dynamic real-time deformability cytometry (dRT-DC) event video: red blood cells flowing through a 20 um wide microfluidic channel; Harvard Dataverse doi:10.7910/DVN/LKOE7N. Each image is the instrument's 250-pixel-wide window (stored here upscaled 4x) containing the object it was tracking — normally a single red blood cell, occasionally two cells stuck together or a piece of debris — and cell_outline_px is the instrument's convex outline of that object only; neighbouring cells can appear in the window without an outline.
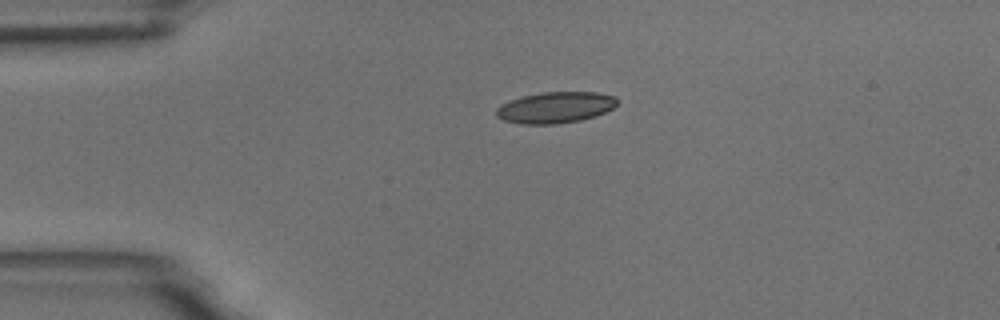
{"species": "common noctule bat (a hibernating species)", "species_latin": "Nyctalus noctula", "temperature_condition": "room temperature", "stored_images_in_passage": 2, "camera_frame_rate_fps": 3000, "um_per_image_px": 0.085, "animal": {"sex": "male", "body_mass_g": 18.8}, "frame": {"image": 1, "passage_image": 1, "time_ms": 0.0, "image_size_px": [1000, 320], "cell_outline_px": [[616, 104], [612, 108], [604, 112], [580, 120], [556, 124], [520, 124], [504, 120], [496, 116], [496, 108], [500, 104], [524, 96], [540, 92], [596, 92], [616, 96]], "centroid_in_image_um": [47.17, 9.13], "position_along_channel_um": 37.8, "area_um2": 21.79}}